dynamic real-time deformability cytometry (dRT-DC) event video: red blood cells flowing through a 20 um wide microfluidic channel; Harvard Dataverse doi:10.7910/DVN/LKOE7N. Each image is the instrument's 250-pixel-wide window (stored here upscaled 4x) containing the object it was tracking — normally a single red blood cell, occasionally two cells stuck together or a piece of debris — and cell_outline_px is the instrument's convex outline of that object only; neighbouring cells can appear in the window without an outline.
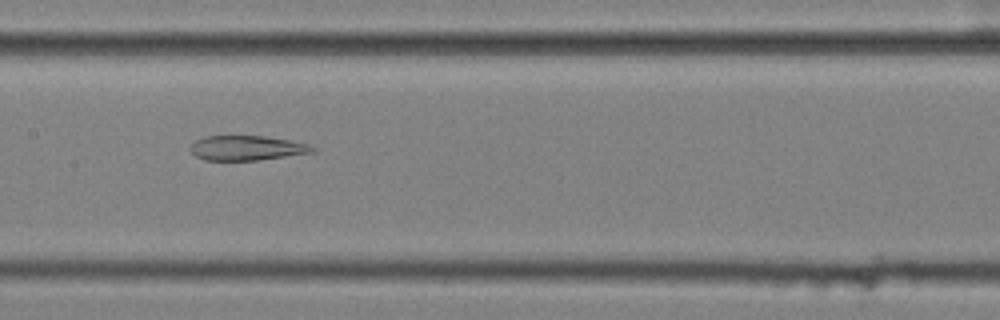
{"species": "common noctule bat (a hibernating species)", "species_latin": "Nyctalus noctula", "temperature_condition": "cold", "stored_images_in_passage": 36, "camera_frame_rate_fps": 3000, "um_per_image_px": 0.085, "animal": {"sex": "female", "body_mass_g": 25.1}, "frame": {"image": 1, "passage_image": 11, "time_ms": 3.333, "image_size_px": [1000, 320], "cell_outline_px": [[316, 152], [260, 160], [204, 160], [196, 156], [188, 148], [196, 140], [204, 136], [264, 136], [292, 140], [308, 144], [316, 148]], "centroid_in_image_um": [21.01, 12.58], "position_along_channel_um": 186.4, "area_um2": 17.74}}
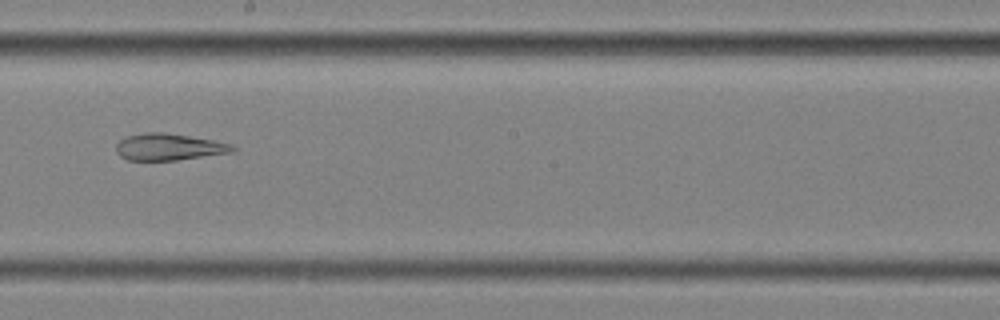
{"frame": {"image": 2, "passage_image": 15, "time_ms": 4.667, "image_size_px": [1000, 320], "cell_outline_px": [[236, 152], [176, 160], [128, 160], [120, 156], [116, 152], [116, 144], [120, 140], [128, 136], [144, 132], [164, 132], [212, 140], [232, 144], [236, 148]], "centroid_in_image_um": [14.37, 12.49], "position_along_channel_um": 233.8, "area_um2": 18.15}, "authors_computed_cell_mechanics": {"area_um2": 18.3226, "velocity_mm_per_s": 3.5622, "shape_relaxation_time_tau1_ms": null, "shape_relaxation_time_tau2_ms": 4.2475, "deformation_change_tau1": null, "deformation_change_tau2": 0.1348}}